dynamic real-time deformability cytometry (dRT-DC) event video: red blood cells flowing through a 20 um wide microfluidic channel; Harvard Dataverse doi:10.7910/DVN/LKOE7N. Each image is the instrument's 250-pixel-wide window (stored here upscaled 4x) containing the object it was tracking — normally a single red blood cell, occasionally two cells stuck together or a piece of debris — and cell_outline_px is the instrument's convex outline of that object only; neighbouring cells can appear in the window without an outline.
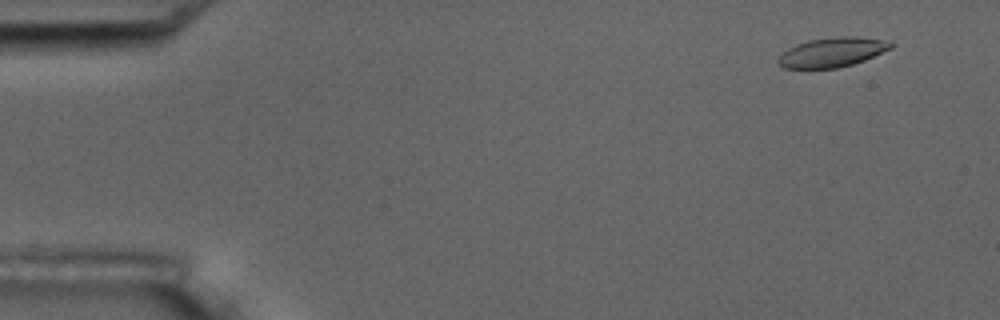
{"species": "common noctule bat (a hibernating species)", "species_latin": "Nyctalus noctula", "temperature_condition": "room temperature", "stored_images_in_passage": 6, "camera_frame_rate_fps": 3000, "um_per_image_px": 0.085, "animal": {"sex": "male", "body_mass_g": 17.5, "forearm_length_mm": 52.3}, "frame": {"image": 1, "passage_image": 2, "time_ms": 1.0, "image_size_px": [1000, 320], "cell_outline_px": [[896, 44], [892, 48], [864, 60], [852, 64], [836, 68], [784, 68], [776, 60], [788, 48], [796, 44], [808, 40], [836, 36], [856, 36], [892, 40]], "centroid_in_image_um": [70.8, 4.41], "position_along_channel_um": 14.2, "area_um2": 19.54}}
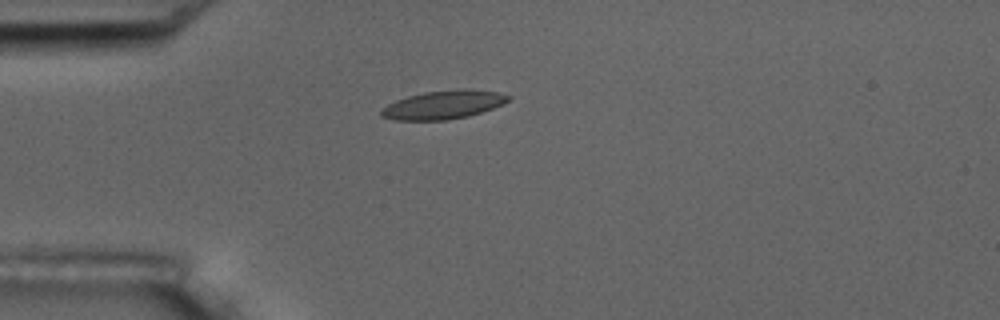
{"frame": {"image": 2, "passage_image": 5, "time_ms": 4.667, "image_size_px": [1000, 320], "cell_outline_px": [[512, 96], [504, 104], [468, 116], [448, 120], [392, 120], [380, 116], [380, 112], [388, 104], [396, 100], [408, 96], [424, 92], [460, 88], [468, 88], [496, 92]], "centroid_in_image_um": [37.69, 8.9], "position_along_channel_um": 47.3, "area_um2": 21.15}}